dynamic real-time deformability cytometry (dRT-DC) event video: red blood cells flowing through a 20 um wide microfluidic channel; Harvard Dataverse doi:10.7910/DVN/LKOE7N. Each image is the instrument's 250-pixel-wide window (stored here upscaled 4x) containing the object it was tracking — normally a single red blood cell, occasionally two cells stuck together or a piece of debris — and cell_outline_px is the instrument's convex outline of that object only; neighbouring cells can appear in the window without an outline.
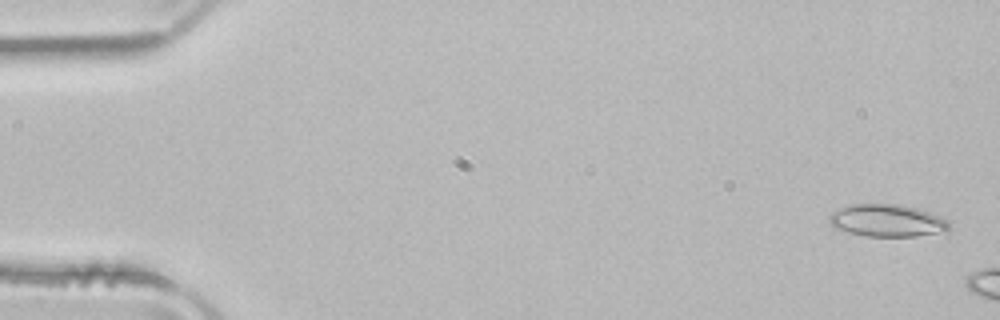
{"species": "common noctule bat (a hibernating species)", "species_latin": "Nyctalus noctula", "temperature_condition": "room temperature", "stored_images_in_passage": 7, "camera_frame_rate_fps": 3000, "um_per_image_px": 0.085, "animal": {"sex": "male", "body_mass_g": 21.5, "forearm_length_mm": 52.0}, "frame": {"image": 1, "passage_image": 2, "time_ms": 0.333, "image_size_px": [1000, 320], "cell_outline_px": [[952, 228], [948, 232], [916, 236], [864, 236], [848, 232], [836, 228], [828, 220], [828, 216], [836, 208], [852, 204], [896, 204], [916, 208], [940, 216], [948, 220]], "centroid_in_image_um": [75.43, 18.75], "position_along_channel_um": 9.6, "area_um2": 22.83}}